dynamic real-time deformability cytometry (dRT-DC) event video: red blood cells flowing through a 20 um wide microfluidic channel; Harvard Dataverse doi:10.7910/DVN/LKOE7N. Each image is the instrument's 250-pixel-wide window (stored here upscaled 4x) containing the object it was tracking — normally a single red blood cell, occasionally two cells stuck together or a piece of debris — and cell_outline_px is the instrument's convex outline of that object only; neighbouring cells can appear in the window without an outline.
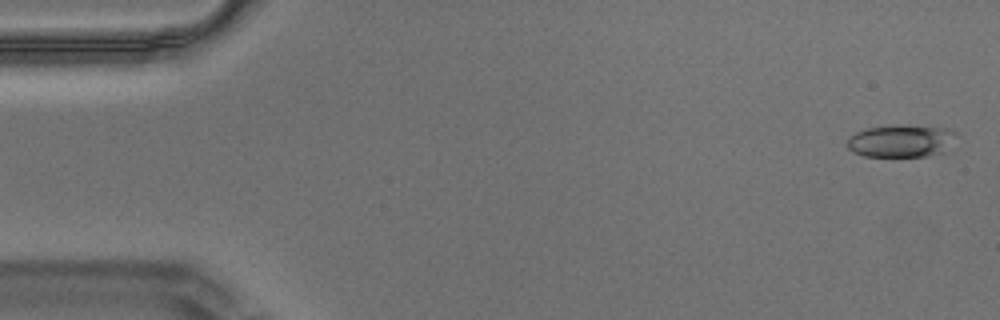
{"species": "Egyptian fruit bat (a non-hibernating species)", "species_latin": "Rousettus aegyptiacus", "temperature_condition": "warm", "stored_images_in_passage": 58, "segment_of_instrument_passage": [1, 2], "camera_frame_rate_fps": 3000, "um_per_image_px": 0.085, "animal": {"sex": "male"}, "frame": {"image": 1, "passage_image": 1, "time_ms": 0.0, "image_size_px": [1000, 320], "cell_outline_px": [[956, 132], [948, 152], [928, 156], [864, 156], [852, 152], [848, 148], [848, 140], [856, 132], [868, 128], [900, 124], [908, 124], [948, 128]], "centroid_in_image_um": [76.65, 11.97], "position_along_channel_um": 8.4, "area_um2": 20.92}}
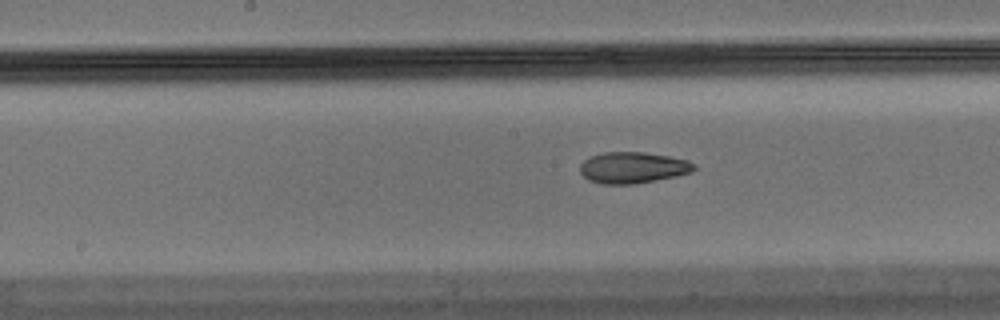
{"frame": {"image": 2, "passage_image": 28, "time_ms": 9.0, "image_size_px": [1000, 320], "cell_outline_px": [[696, 168], [692, 172], [676, 176], [632, 184], [604, 184], [588, 180], [580, 172], [580, 164], [584, 160], [592, 156], [604, 152], [644, 152], [668, 156], [688, 160], [696, 164]], "centroid_in_image_um": [53.8, 14.24], "position_along_channel_um": 194.4, "area_um2": 20.69}}
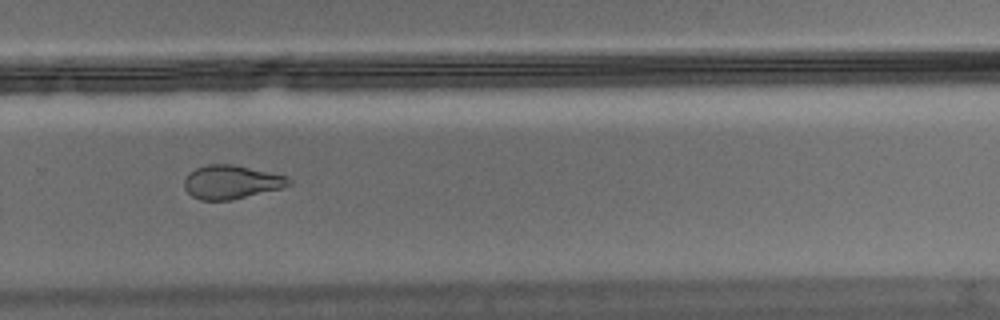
{"frame": {"image": 3, "passage_image": 38, "time_ms": 12.333, "image_size_px": [1000, 320], "cell_outline_px": [[292, 184], [280, 188], [232, 200], [200, 200], [192, 196], [184, 188], [184, 180], [188, 172], [196, 168], [208, 164], [232, 164], [288, 176], [292, 180]], "centroid_in_image_um": [19.65, 15.47], "position_along_channel_um": 310.2, "area_um2": 20.52}}